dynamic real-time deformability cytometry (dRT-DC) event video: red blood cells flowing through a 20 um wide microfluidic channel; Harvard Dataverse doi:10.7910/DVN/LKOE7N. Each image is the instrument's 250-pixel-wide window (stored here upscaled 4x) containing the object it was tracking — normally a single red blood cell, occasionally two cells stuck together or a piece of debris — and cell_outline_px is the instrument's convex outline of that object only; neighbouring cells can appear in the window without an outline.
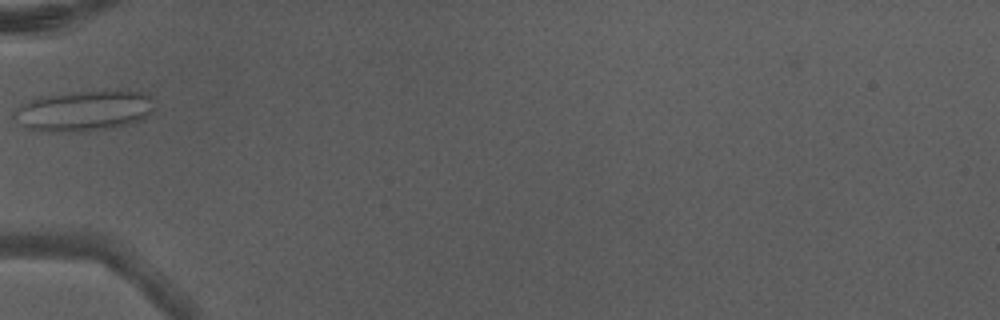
{"species": "Egyptian fruit bat (a non-hibernating species)", "species_latin": "Rousettus aegyptiacus", "temperature_condition": "warm", "stored_images_in_passage": 3, "camera_frame_rate_fps": 3000, "um_per_image_px": 0.085, "animal": {"sex": "male"}, "frame": {"image": 1, "passage_image": 3, "time_ms": 0.667, "image_size_px": [1000, 320], "cell_outline_px": [[156, 108], [152, 112], [140, 120], [112, 128], [84, 132], [36, 132], [20, 124], [12, 116], [12, 112], [24, 104], [32, 100], [48, 96], [72, 92], [148, 92], [152, 96]], "centroid_in_image_um": [7.15, 9.46], "position_along_channel_um": 77.8, "area_um2": 33.06}}